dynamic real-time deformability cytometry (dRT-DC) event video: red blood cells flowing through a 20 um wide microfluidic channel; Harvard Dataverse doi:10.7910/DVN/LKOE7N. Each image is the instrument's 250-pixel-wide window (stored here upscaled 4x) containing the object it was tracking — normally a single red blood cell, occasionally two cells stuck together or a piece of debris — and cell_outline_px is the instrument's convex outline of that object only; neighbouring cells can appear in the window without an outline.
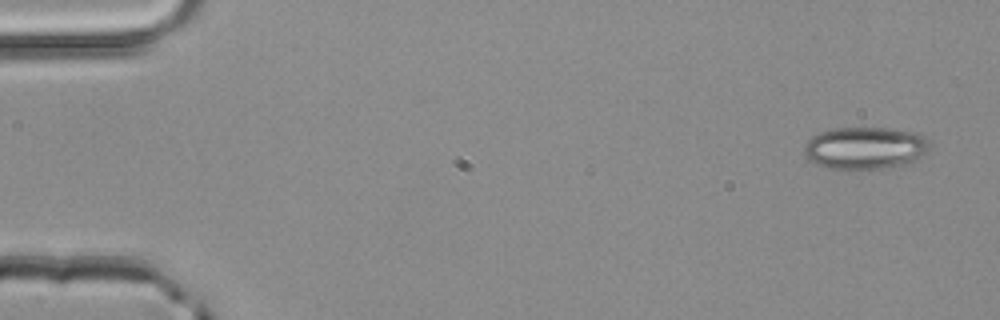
{"species": "common noctule bat (a hibernating species)", "species_latin": "Nyctalus noctula", "temperature_condition": "room temperature", "stored_images_in_passage": 4, "camera_frame_rate_fps": 3000, "um_per_image_px": 0.085, "animal": {"sex": "male", "body_mass_g": 20.4}, "frame": {"image": 1, "passage_image": 1, "time_ms": 0.0, "image_size_px": [1000, 320], "cell_outline_px": [[932, 144], [924, 156], [904, 164], [884, 168], [844, 172], [828, 168], [804, 156], [804, 144], [812, 136], [820, 132], [832, 128], [888, 128], [920, 132]], "centroid_in_image_um": [73.56, 12.6], "position_along_channel_um": 11.4, "area_um2": 31.73}}